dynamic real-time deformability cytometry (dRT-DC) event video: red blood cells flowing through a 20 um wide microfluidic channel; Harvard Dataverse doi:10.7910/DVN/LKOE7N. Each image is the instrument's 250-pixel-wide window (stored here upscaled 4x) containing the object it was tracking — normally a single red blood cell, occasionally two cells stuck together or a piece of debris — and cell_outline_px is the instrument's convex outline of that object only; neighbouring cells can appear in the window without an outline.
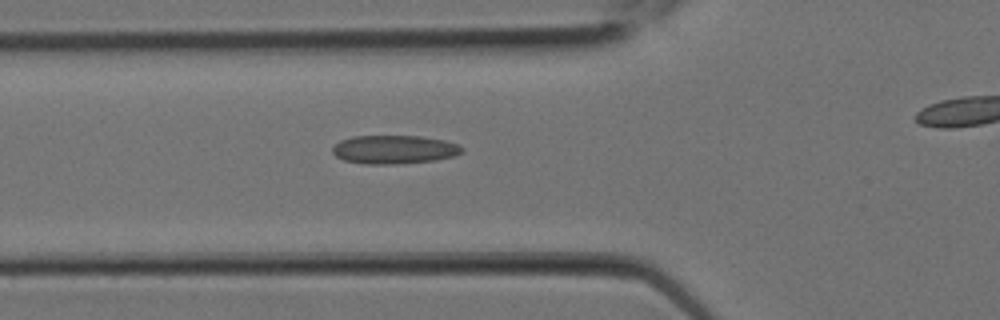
{"species": "Egyptian fruit bat (a non-hibernating species)", "species_latin": "Rousettus aegyptiacus", "temperature_condition": "room temperature", "stored_images_in_passage": 6, "segment_of_instrument_passage": [1, 2], "camera_frame_rate_fps": 3000, "um_per_image_px": 0.085, "animal": {"sex": "female"}, "frame": {"image": 1, "passage_image": 5, "time_ms": 1.333, "image_size_px": [1000, 320], "cell_outline_px": [[464, 152], [456, 156], [436, 160], [396, 164], [368, 164], [344, 160], [336, 156], [332, 152], [332, 148], [340, 140], [352, 136], [420, 136], [444, 140], [456, 144], [464, 148]], "centroid_in_image_um": [33.53, 12.71], "position_along_channel_um": 92.3, "area_um2": 21.62}}